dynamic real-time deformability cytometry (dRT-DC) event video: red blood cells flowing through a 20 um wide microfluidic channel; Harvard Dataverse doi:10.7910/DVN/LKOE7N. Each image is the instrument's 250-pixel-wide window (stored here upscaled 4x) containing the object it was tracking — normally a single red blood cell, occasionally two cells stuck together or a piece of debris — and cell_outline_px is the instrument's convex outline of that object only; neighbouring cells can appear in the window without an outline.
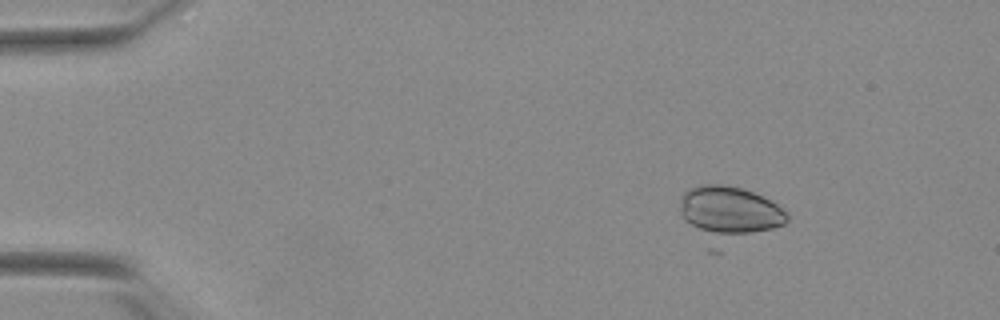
{"species": "Egyptian fruit bat (a non-hibernating species)", "species_latin": "Rousettus aegyptiacus", "temperature_condition": "warm", "stored_images_in_passage": 43, "camera_frame_rate_fps": 3000, "um_per_image_px": 0.085, "animal": {"sex": "female"}, "frame": {"image": 1, "passage_image": 7, "time_ms": 2.0, "image_size_px": [1000, 320], "cell_outline_px": [[788, 220], [784, 224], [772, 228], [752, 232], [716, 232], [700, 228], [684, 220], [680, 212], [680, 200], [684, 192], [688, 188], [700, 184], [720, 184], [740, 188], [752, 192], [776, 204], [788, 212]], "centroid_in_image_um": [62.01, 17.81], "position_along_channel_um": 23.0, "area_um2": 28.73}}
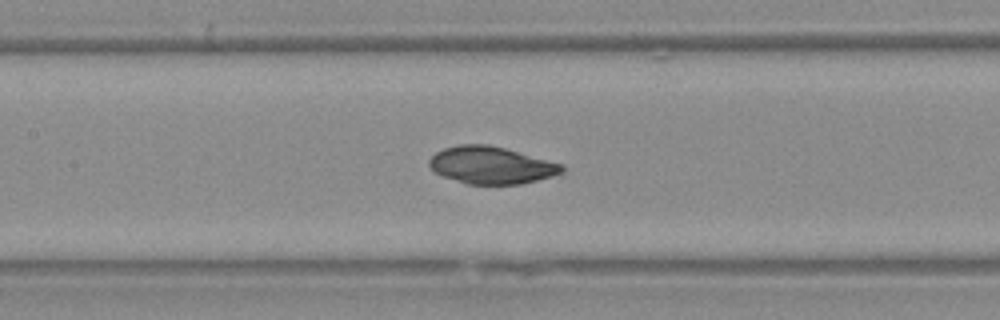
{"frame": {"image": 2, "passage_image": 25, "time_ms": 8.0, "image_size_px": [1000, 320], "cell_outline_px": [[564, 172], [552, 176], [520, 184], [468, 184], [444, 176], [436, 172], [428, 164], [428, 160], [436, 152], [444, 148], [460, 144], [488, 144], [504, 148], [564, 164]], "centroid_in_image_um": [41.77, 14.03], "position_along_channel_um": 165.6, "area_um2": 28.61}}
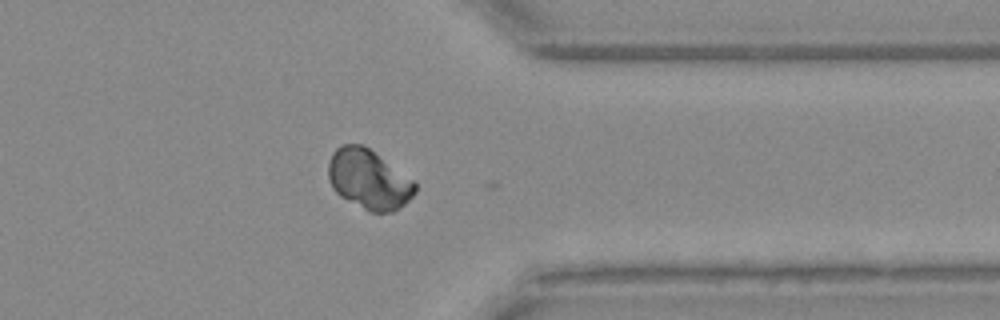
{"frame": {"image": 3, "passage_image": 42, "time_ms": 13.667, "image_size_px": [1000, 320], "cell_outline_px": [[416, 192], [400, 208], [392, 212], [368, 212], [340, 196], [332, 188], [328, 176], [328, 164], [332, 152], [336, 148], [344, 144], [360, 144], [368, 148], [412, 180], [416, 184]], "centroid_in_image_um": [31.31, 15.27], "position_along_channel_um": 380.1, "area_um2": 29.82}}